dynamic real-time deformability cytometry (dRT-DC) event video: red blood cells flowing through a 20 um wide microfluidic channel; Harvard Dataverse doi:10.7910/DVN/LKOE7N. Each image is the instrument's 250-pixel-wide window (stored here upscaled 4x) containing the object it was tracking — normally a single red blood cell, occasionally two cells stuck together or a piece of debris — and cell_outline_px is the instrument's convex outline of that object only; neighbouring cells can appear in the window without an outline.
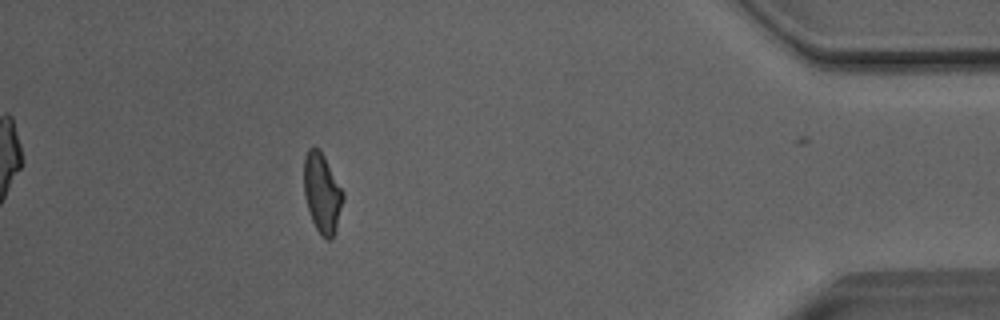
{"species": "Egyptian fruit bat (a non-hibernating species)", "species_latin": "Rousettus aegyptiacus", "temperature_condition": "room temperature", "stored_images_in_passage": 44, "segment_of_instrument_passage": [1, 2], "camera_frame_rate_fps": 3000, "um_per_image_px": 0.085, "animal": {"sex": "male"}, "frame": {"image": 1, "passage_image": 38, "time_ms": 12.333, "image_size_px": [1000, 320], "cell_outline_px": [[344, 200], [336, 228], [332, 240], [328, 240], [320, 236], [312, 220], [304, 196], [304, 160], [308, 148], [320, 148], [344, 192]], "centroid_in_image_um": [27.39, 16.42], "position_along_channel_um": 407.8, "area_um2": 18.26}}